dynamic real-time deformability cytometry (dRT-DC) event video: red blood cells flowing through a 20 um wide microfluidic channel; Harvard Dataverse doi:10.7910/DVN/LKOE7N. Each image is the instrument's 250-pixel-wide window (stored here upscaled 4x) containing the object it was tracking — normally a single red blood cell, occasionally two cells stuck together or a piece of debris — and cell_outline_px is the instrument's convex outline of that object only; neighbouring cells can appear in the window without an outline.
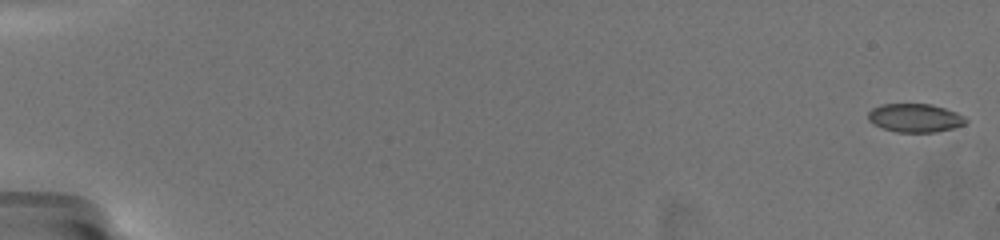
{"species": "common noctule bat (a hibernating species)", "species_latin": "Nyctalus noctula", "temperature_condition": "warm", "stored_images_in_passage": 51, "camera_frame_rate_fps": 3000, "um_per_image_px": 0.085, "animal": {"sex": "female", "body_mass_g": 19.5, "forearm_length_mm": 54.1}, "frame": {"image": 1, "passage_image": 1, "time_ms": 0.0, "image_size_px": [1000, 240], "cell_outline_px": [[968, 120], [964, 124], [952, 128], [936, 132], [896, 132], [872, 124], [868, 120], [868, 112], [872, 108], [880, 104], [932, 104], [956, 112], [964, 116]], "centroid_in_image_um": [77.75, 10.02], "position_along_channel_um": 7.2, "area_um2": 16.24}}
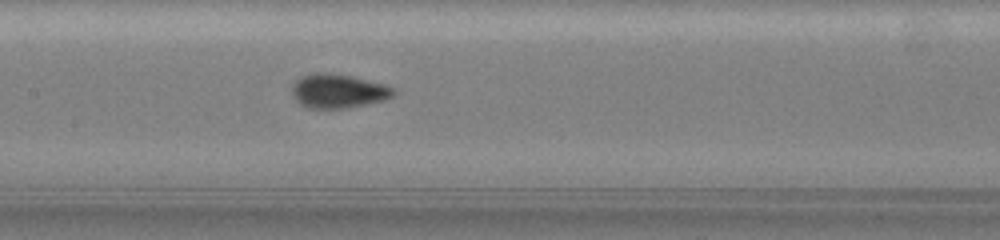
{"frame": {"image": 2, "passage_image": 30, "time_ms": 10.333, "image_size_px": [1000, 240], "cell_outline_px": [[396, 92], [392, 96], [384, 100], [344, 108], [308, 108], [300, 104], [292, 96], [292, 84], [300, 76], [316, 72], [332, 72], [352, 76], [384, 84], [396, 88]], "centroid_in_image_um": [28.72, 7.72], "position_along_channel_um": 178.7, "area_um2": 20.29}}
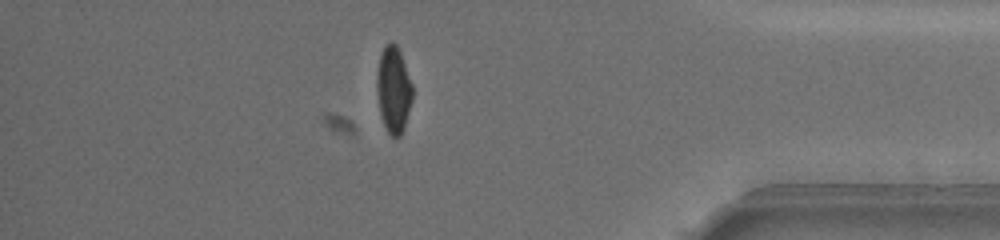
{"frame": {"image": 3, "passage_image": 46, "time_ms": 17.333, "image_size_px": [1000, 240], "cell_outline_px": [[412, 100], [404, 128], [400, 136], [392, 136], [388, 132], [380, 116], [376, 92], [376, 72], [380, 52], [384, 44], [392, 40], [396, 44], [400, 52], [412, 84]], "centroid_in_image_um": [33.42, 7.57], "position_along_channel_um": 401.8, "area_um2": 18.21}, "authors_computed_cell_mechanics": {"area_um2": 18.2648, "velocity_mm_per_s": 3.5911, "shape_relaxation_time_tau1_ms": 5.2545, "shape_relaxation_time_tau2_ms": null, "deformation_change_tau1": 0.1706, "deformation_change_tau2": null}}